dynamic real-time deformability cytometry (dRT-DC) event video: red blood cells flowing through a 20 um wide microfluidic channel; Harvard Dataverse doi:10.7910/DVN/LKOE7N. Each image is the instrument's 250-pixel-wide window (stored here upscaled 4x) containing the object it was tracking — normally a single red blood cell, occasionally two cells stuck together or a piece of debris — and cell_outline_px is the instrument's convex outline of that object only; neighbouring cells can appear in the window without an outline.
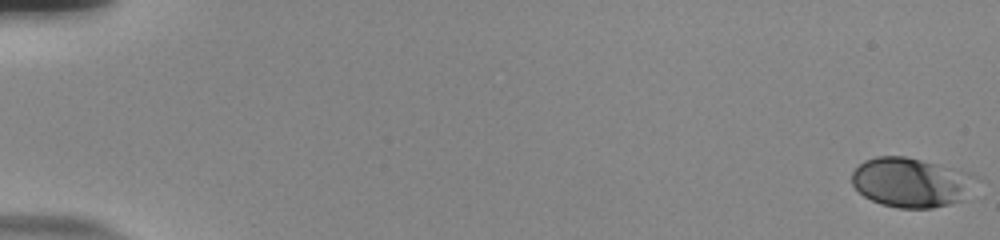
{"species": "human", "species_latin": "Homo sapiens", "temperature_condition": "room temperature", "stored_images_in_passage": 57, "camera_frame_rate_fps": 3000, "um_per_image_px": 0.085, "donor": {"sex": "male"}, "frame": {"image": 1, "passage_image": 1, "time_ms": 0.0, "image_size_px": [1000, 240], "cell_outline_px": [[980, 176], [960, 200], [948, 204], [932, 208], [900, 208], [880, 204], [864, 196], [852, 184], [852, 172], [864, 160], [876, 156], [904, 156], [972, 172]], "centroid_in_image_um": [77.43, 15.49], "position_along_channel_um": 7.6, "area_um2": 35.66}}
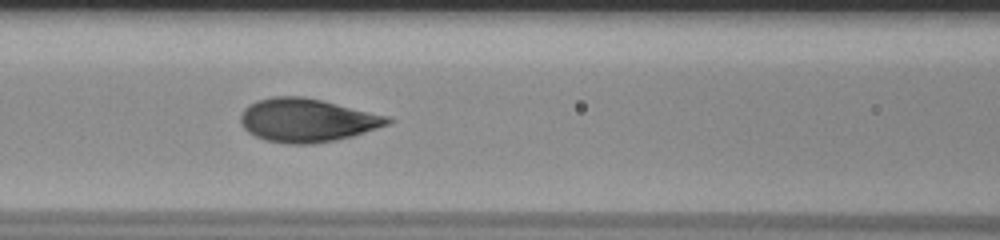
{"frame": {"image": 2, "passage_image": 27, "time_ms": 8.667, "image_size_px": [1000, 240], "cell_outline_px": [[396, 120], [388, 124], [352, 136], [336, 140], [308, 144], [288, 144], [264, 140], [248, 132], [240, 124], [240, 116], [244, 108], [248, 104], [256, 100], [272, 96], [300, 96], [320, 100], [388, 116]], "centroid_in_image_um": [26.05, 10.22], "position_along_channel_um": 140.6, "area_um2": 37.11}}
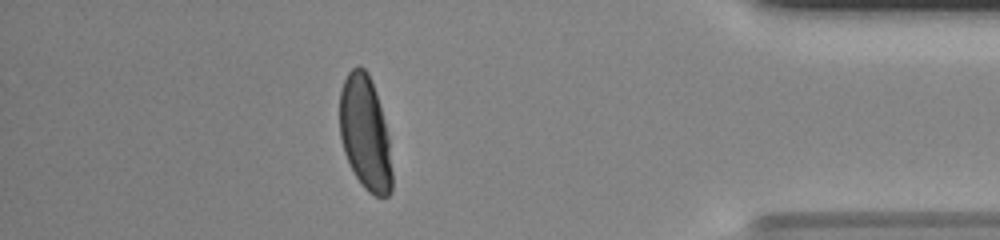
{"frame": {"image": 3, "passage_image": 51, "time_ms": 16.667, "image_size_px": [1000, 240], "cell_outline_px": [[392, 192], [388, 196], [376, 196], [368, 192], [364, 188], [356, 176], [344, 152], [340, 136], [340, 88], [348, 72], [356, 64], [360, 64], [368, 72], [380, 108], [388, 136], [392, 172]], "centroid_in_image_um": [31.02, 11.31], "position_along_channel_um": 404.2, "area_um2": 34.56}, "authors_computed_cell_mechanics": {"area_um2": 35.836, "velocity_mm_per_s": 3.7142, "shape_relaxation_time_tau1_ms": 3.8898, "shape_relaxation_time_tau2_ms": null, "deformation_change_tau1": 0.1628, "deformation_change_tau2": null}}